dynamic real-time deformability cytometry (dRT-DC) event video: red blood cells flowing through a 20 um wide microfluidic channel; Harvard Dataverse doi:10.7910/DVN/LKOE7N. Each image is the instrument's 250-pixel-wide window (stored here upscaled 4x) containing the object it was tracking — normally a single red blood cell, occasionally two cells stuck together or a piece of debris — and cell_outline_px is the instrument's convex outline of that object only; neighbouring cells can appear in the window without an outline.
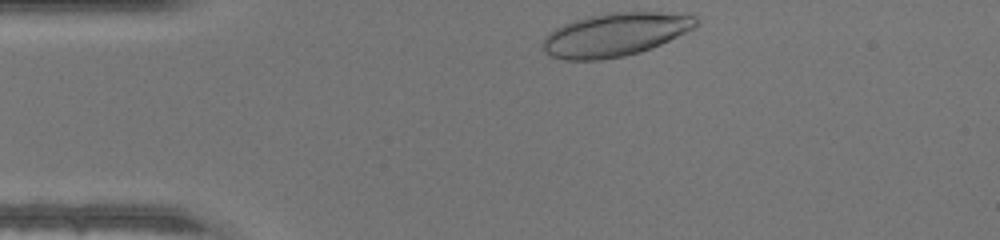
{"species": "human", "species_latin": "Homo sapiens", "temperature_condition": "warm", "stored_images_in_passage": 29, "camera_frame_rate_fps": 3000, "um_per_image_px": 0.085, "donor": {"sex": "male"}, "frame": {"image": 1, "passage_image": 1, "time_ms": 0.0, "image_size_px": [1000, 240], "cell_outline_px": [[696, 24], [692, 28], [652, 48], [640, 52], [624, 56], [600, 60], [564, 60], [552, 56], [544, 52], [540, 48], [544, 36], [548, 32], [564, 24], [576, 20], [608, 12], [696, 12]], "centroid_in_image_um": [52.28, 2.93], "position_along_channel_um": 32.7, "area_um2": 38.9}}
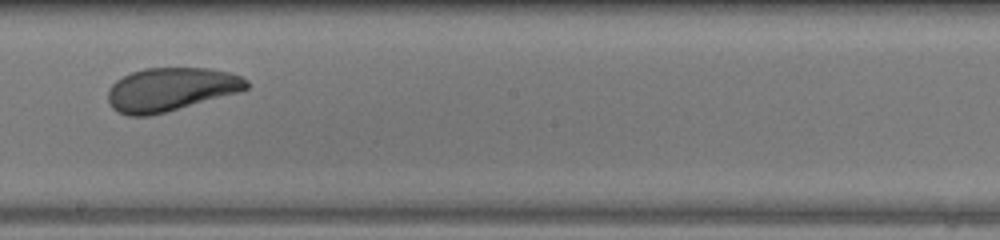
{"frame": {"image": 2, "passage_image": 18, "time_ms": 5.667, "image_size_px": [1000, 240], "cell_outline_px": [[248, 88], [240, 92], [164, 112], [148, 116], [128, 116], [116, 112], [108, 104], [108, 88], [116, 80], [132, 72], [144, 68], [208, 68], [232, 72], [248, 80]], "centroid_in_image_um": [14.5, 7.59], "position_along_channel_um": 233.7, "area_um2": 35.2}}
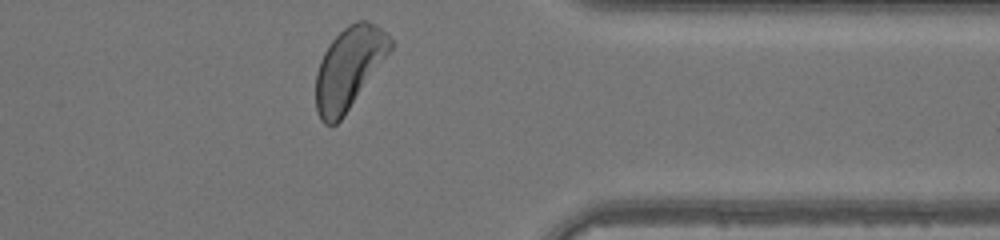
{"frame": {"image": 3, "passage_image": 29, "time_ms": 9.333, "image_size_px": [1000, 240], "cell_outline_px": [[392, 48], [340, 120], [336, 124], [324, 124], [320, 120], [316, 108], [316, 72], [320, 60], [328, 44], [348, 24], [356, 20], [368, 20], [376, 24], [392, 40]], "centroid_in_image_um": [29.63, 5.75], "position_along_channel_um": 381.8, "area_um2": 34.85}}